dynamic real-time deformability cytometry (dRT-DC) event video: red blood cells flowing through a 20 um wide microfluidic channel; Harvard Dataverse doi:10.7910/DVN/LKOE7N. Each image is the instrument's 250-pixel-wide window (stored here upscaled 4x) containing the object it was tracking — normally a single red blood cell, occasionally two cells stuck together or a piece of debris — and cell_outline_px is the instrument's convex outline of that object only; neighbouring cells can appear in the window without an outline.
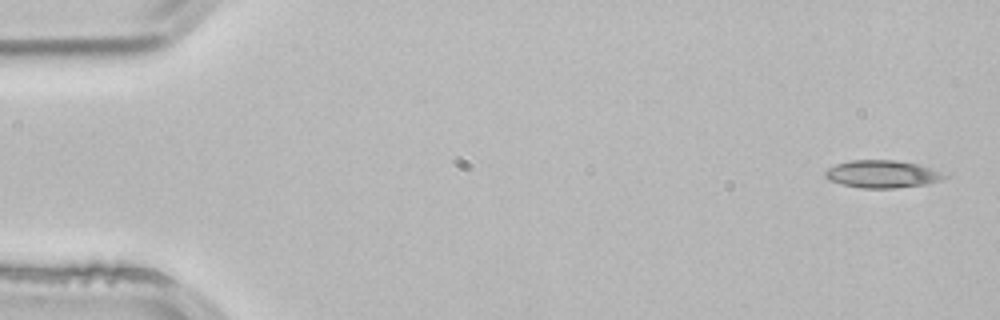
{"species": "common noctule bat (a hibernating species)", "species_latin": "Nyctalus noctula", "temperature_condition": "room temperature", "stored_images_in_passage": 4, "camera_frame_rate_fps": 3000, "um_per_image_px": 0.085, "animal": {"sex": "male", "body_mass_g": 21.5, "forearm_length_mm": 52.0}, "frame": {"image": 1, "passage_image": 1, "time_ms": 0.0, "image_size_px": [1000, 320], "cell_outline_px": [[948, 176], [940, 180], [928, 184], [896, 188], [860, 188], [828, 180], [824, 176], [824, 172], [828, 168], [836, 164], [848, 160], [896, 160], [920, 164], [940, 172]], "centroid_in_image_um": [74.97, 14.79], "position_along_channel_um": 10.0, "area_um2": 19.19}}
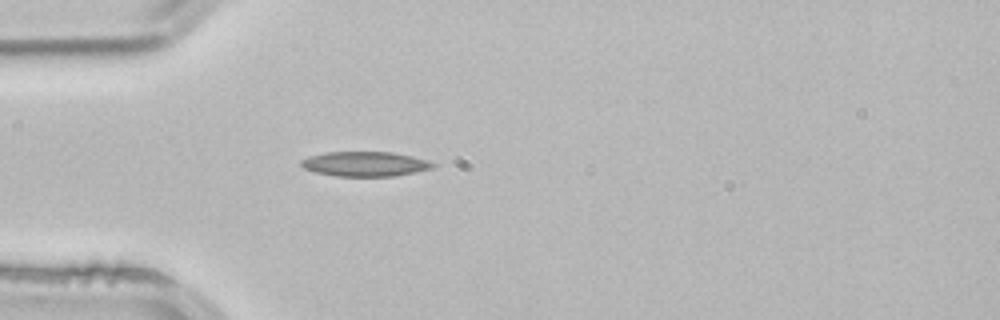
{"frame": {"image": 2, "passage_image": 4, "time_ms": 1.0, "image_size_px": [1000, 320], "cell_outline_px": [[436, 164], [432, 168], [396, 176], [336, 176], [316, 172], [304, 168], [300, 164], [300, 160], [308, 156], [324, 152], [392, 152], [412, 156], [428, 160]], "centroid_in_image_um": [31.01, 13.93], "position_along_channel_um": 54.0, "area_um2": 19.02}}